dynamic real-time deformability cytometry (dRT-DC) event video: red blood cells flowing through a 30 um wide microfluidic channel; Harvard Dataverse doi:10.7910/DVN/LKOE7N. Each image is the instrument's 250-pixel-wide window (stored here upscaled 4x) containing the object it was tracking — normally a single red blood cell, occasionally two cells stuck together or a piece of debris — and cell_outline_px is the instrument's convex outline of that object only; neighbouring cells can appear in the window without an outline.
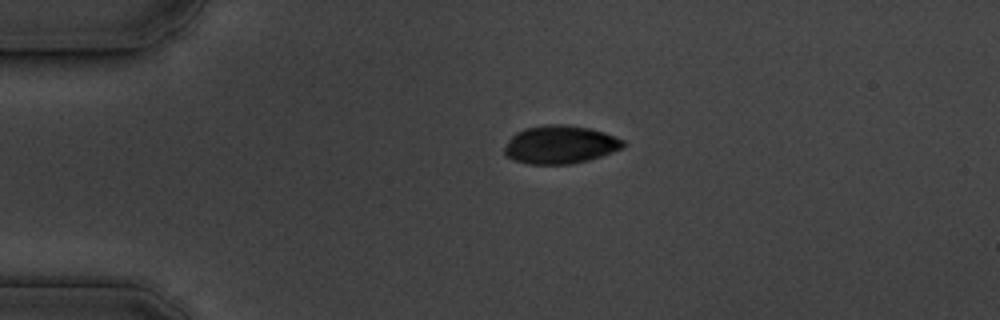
{"species": "common noctule bat (a hibernating species)", "species_latin": "Nyctalus noctula", "temperature_condition": "cold", "stored_images_in_passage": 44, "camera_frame_rate_fps": 3000, "um_per_image_px": 0.085, "animal": {"sex": "male", "body_mass_g": 19.5, "forearm_length_mm": 54.6}, "frame": {"image": 1, "passage_image": 1, "time_ms": 0.0, "image_size_px": [1000, 320], "cell_outline_px": [[624, 148], [588, 160], [572, 164], [528, 164], [516, 160], [508, 156], [504, 152], [504, 148], [508, 140], [516, 132], [524, 128], [544, 124], [568, 124], [588, 128], [604, 132], [624, 140]], "centroid_in_image_um": [47.61, 12.28], "position_along_channel_um": 37.4, "area_um2": 26.41}}
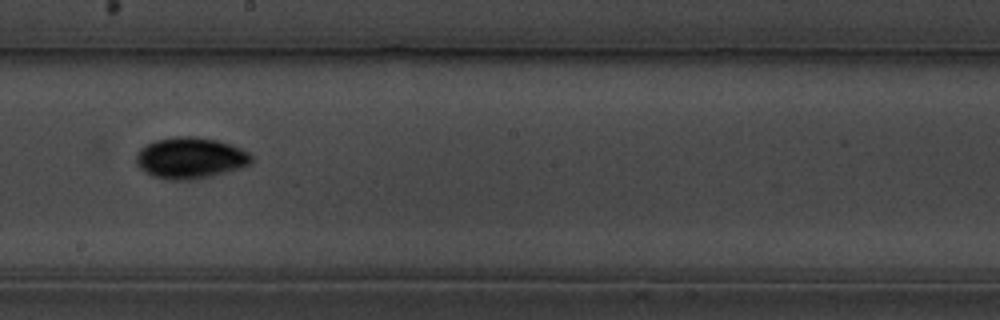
{"frame": {"image": 2, "passage_image": 20, "time_ms": 6.333, "image_size_px": [1000, 320], "cell_outline_px": [[252, 164], [240, 168], [212, 176], [192, 180], [172, 180], [152, 176], [140, 168], [136, 164], [136, 156], [140, 148], [156, 140], [180, 136], [192, 136], [216, 140], [232, 144], [248, 152], [252, 156]], "centroid_in_image_um": [16.2, 13.44], "position_along_channel_um": 232.0, "area_um2": 27.69}}
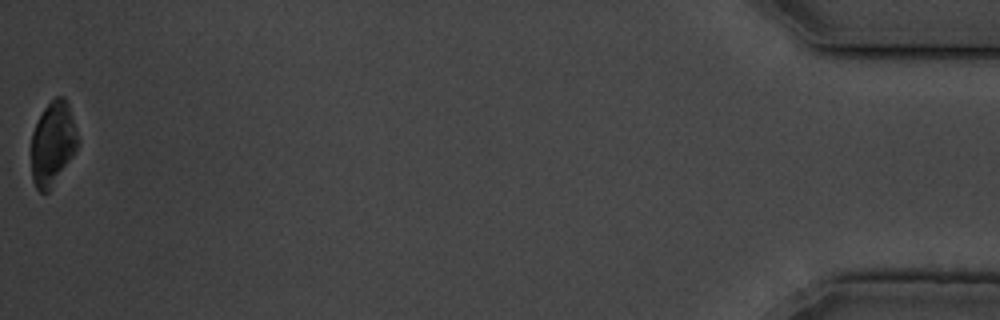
{"frame": {"image": 3, "passage_image": 44, "time_ms": 14.333, "image_size_px": [1000, 320], "cell_outline_px": [[80, 140], [76, 152], [52, 188], [48, 192], [40, 192], [36, 188], [32, 180], [32, 132], [44, 108], [56, 96], [64, 96], [68, 100]], "centroid_in_image_um": [4.53, 12.19], "position_along_channel_um": 430.7, "area_um2": 23.06}, "authors_computed_cell_mechanics": {"area_um2": 25.1719, "velocity_mm_per_s": 3.6443, "shape_relaxation_time_tau1_ms": 2.0367, "shape_relaxation_time_tau2_ms": null, "deformation_change_tau1": 0.1021, "deformation_change_tau2": null}}